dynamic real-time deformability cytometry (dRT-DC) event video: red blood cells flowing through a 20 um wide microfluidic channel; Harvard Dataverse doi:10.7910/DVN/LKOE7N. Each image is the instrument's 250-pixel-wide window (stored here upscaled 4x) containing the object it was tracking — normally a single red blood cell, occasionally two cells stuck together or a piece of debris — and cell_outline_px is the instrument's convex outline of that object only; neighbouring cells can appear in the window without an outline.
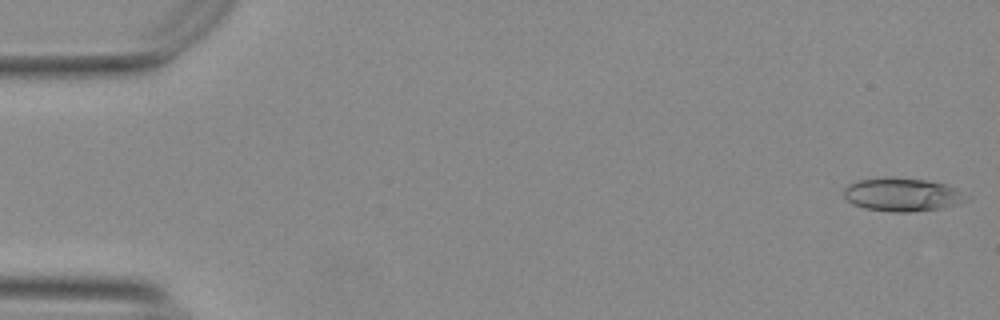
{"species": "Egyptian fruit bat (a non-hibernating species)", "species_latin": "Rousettus aegyptiacus", "temperature_condition": "warm", "stored_images_in_passage": 10, "camera_frame_rate_fps": 3000, "um_per_image_px": 0.085, "animal": {"sex": "female"}, "frame": {"image": 1, "passage_image": 1, "time_ms": 0.0, "image_size_px": [1000, 320], "cell_outline_px": [[972, 196], [968, 200], [944, 208], [908, 212], [892, 212], [864, 208], [852, 204], [844, 196], [844, 188], [848, 184], [860, 180], [884, 176], [888, 176], [928, 180], [944, 184], [956, 188]], "centroid_in_image_um": [76.72, 16.53], "position_along_channel_um": 8.3, "area_um2": 24.22}}